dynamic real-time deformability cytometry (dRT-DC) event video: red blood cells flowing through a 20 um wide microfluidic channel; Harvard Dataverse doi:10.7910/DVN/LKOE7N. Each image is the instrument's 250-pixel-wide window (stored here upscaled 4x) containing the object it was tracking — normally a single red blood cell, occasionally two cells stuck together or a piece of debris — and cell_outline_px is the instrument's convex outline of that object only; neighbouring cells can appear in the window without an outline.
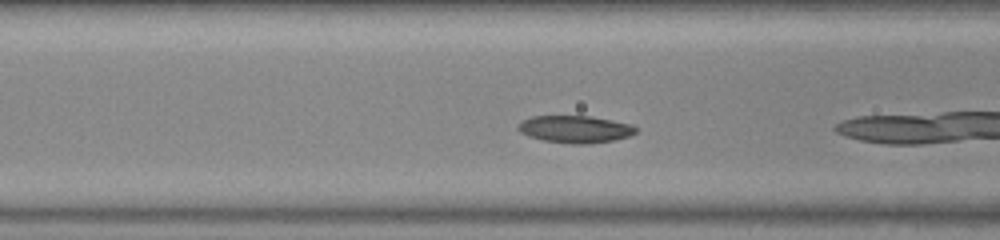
{"species": "common noctule bat (a hibernating species)", "species_latin": "Nyctalus noctula", "temperature_condition": "warm", "stored_images_in_passage": 6, "camera_frame_rate_fps": 3000, "um_per_image_px": 0.085, "animal": {"sex": "female", "body_mass_g": 23.0, "forearm_length_mm": 53.4}, "frame": {"image": 1, "passage_image": 4, "time_ms": 1.0, "image_size_px": [1000, 240], "cell_outline_px": [[636, 132], [628, 136], [616, 140], [588, 144], [572, 144], [544, 140], [528, 136], [520, 132], [516, 128], [524, 120], [532, 116], [592, 116], [632, 124], [636, 128]], "centroid_in_image_um": [48.9, 10.98], "position_along_channel_um": 117.7, "area_um2": 18.67}}